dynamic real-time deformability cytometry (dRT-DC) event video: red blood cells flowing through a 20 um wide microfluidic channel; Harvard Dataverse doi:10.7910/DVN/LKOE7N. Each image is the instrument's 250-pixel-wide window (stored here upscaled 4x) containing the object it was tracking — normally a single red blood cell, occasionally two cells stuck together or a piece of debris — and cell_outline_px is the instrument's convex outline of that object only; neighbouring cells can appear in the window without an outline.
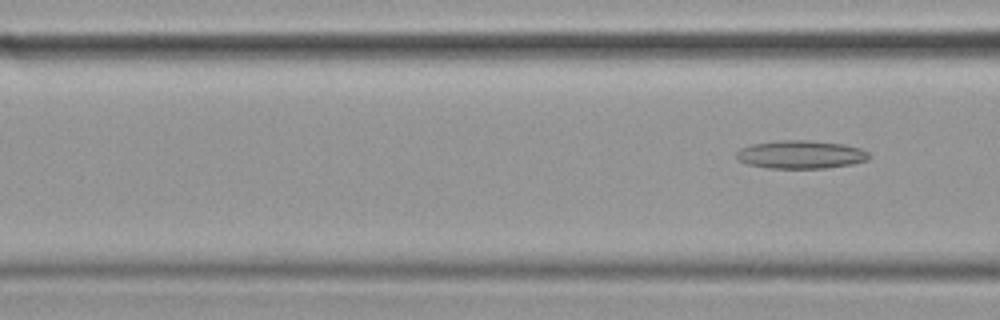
{"species": "common noctule bat (a hibernating species)", "species_latin": "Nyctalus noctula", "temperature_condition": "cold", "stored_images_in_passage": 3, "camera_frame_rate_fps": 3000, "um_per_image_px": 0.085, "animal": {"sex": "female", "body_mass_g": 19.9}, "frame": {"image": 1, "passage_image": 3, "time_ms": 0.667, "image_size_px": [1000, 320], "cell_outline_px": [[872, 156], [868, 160], [852, 164], [828, 168], [768, 168], [748, 164], [740, 160], [736, 156], [736, 152], [740, 148], [752, 144], [780, 140], [808, 140], [844, 144], [860, 148], [868, 152]], "centroid_in_image_um": [68.1, 13.13], "position_along_channel_um": 98.5, "area_um2": 21.85}}